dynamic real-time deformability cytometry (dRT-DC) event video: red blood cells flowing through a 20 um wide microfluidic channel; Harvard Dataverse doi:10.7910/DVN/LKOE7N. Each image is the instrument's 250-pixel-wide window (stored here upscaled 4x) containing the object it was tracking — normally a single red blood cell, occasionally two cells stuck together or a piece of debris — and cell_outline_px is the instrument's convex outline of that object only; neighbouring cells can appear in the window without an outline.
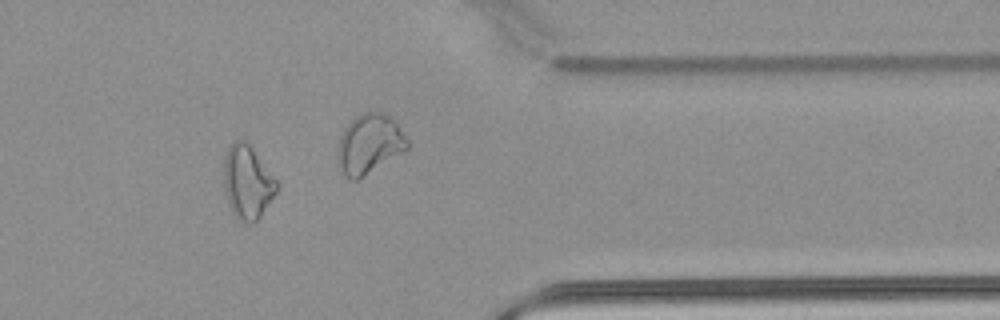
{"species": "common noctule bat (a hibernating species)", "species_latin": "Nyctalus noctula", "temperature_condition": "warm", "stored_images_in_passage": 35, "camera_frame_rate_fps": 3000, "um_per_image_px": 0.085, "animal": {"sex": "male", "body_mass_g": 21.5, "forearm_length_mm": 52.0}, "frame": {"image": 1, "passage_image": 25, "time_ms": 8.0, "image_size_px": [1000, 320], "cell_outline_px": [[280, 184], [276, 192], [260, 216], [252, 224], [248, 224], [240, 220], [232, 212], [228, 204], [224, 188], [224, 156], [232, 140], [244, 140], [252, 148]], "centroid_in_image_um": [21.02, 15.48], "position_along_channel_um": 390.4, "area_um2": 22.6}, "authors_computed_cell_mechanics": {"area_um2": 20.2878, "velocity_mm_per_s": 3.9994, "shape_relaxation_time_tau1_ms": null, "shape_relaxation_time_tau2_ms": 6.425, "deformation_change_tau1": null, "deformation_change_tau2": 0.169}}